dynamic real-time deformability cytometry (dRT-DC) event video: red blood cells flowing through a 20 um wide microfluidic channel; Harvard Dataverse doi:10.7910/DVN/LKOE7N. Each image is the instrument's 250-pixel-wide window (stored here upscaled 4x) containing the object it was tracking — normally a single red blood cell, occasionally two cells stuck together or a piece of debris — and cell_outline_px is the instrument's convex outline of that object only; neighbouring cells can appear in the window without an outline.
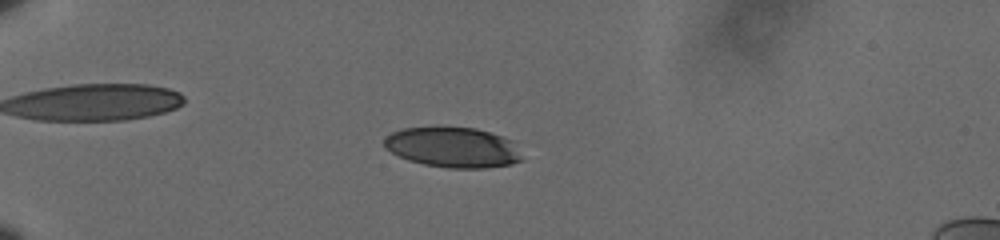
{"species": "human", "species_latin": "Homo sapiens", "temperature_condition": "cold", "stored_images_in_passage": 61, "camera_frame_rate_fps": 3000, "um_per_image_px": 0.085, "donor": {"sex": "male"}, "frame": {"image": 1, "passage_image": 19, "time_ms": 6.0, "image_size_px": [1000, 240], "cell_outline_px": [[524, 160], [512, 164], [484, 168], [448, 168], [424, 164], [408, 160], [384, 148], [384, 140], [392, 132], [404, 128], [476, 128], [512, 140]], "centroid_in_image_um": [38.51, 12.54], "position_along_channel_um": 46.5, "area_um2": 31.96}}
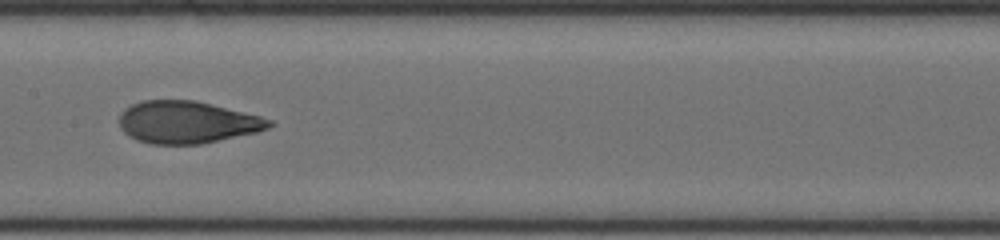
{"frame": {"image": 2, "passage_image": 35, "time_ms": 11.333, "image_size_px": [1000, 240], "cell_outline_px": [[276, 124], [268, 128], [256, 132], [200, 144], [148, 144], [136, 140], [124, 132], [120, 128], [120, 112], [124, 108], [140, 100], [196, 100], [260, 116], [272, 120]], "centroid_in_image_um": [15.88, 10.38], "position_along_channel_um": 191.5, "area_um2": 36.99}}
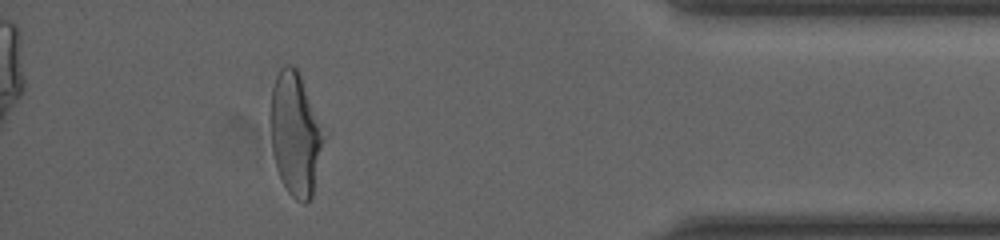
{"frame": {"image": 3, "passage_image": 56, "time_ms": 18.333, "image_size_px": [1000, 240], "cell_outline_px": [[324, 140], [312, 196], [304, 204], [296, 200], [288, 192], [276, 168], [272, 152], [268, 116], [272, 88], [276, 76], [280, 68], [284, 64], [288, 64], [296, 68], [300, 76], [324, 136]], "centroid_in_image_um": [25.04, 11.4], "position_along_channel_um": 410.2, "area_um2": 37.8}, "authors_computed_cell_mechanics": {"area_um2": 36.5874, "velocity_mm_per_s": 3.6037, "shape_relaxation_time_tau1_ms": 4.3797, "shape_relaxation_time_tau2_ms": 1.0033, "deformation_change_tau1": 0.1871, "deformation_change_tau2": 0.0616}}